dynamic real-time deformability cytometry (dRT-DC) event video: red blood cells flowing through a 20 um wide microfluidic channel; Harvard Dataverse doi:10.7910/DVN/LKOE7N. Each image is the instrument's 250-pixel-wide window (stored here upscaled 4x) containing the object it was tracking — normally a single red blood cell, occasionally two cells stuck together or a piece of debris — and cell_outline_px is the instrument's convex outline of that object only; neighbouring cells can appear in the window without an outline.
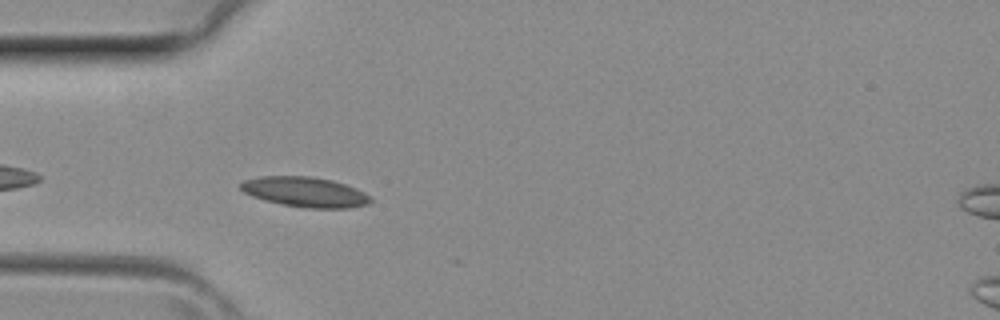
{"species": "common noctule bat (a hibernating species)", "species_latin": "Nyctalus noctula", "temperature_condition": "room temperature", "stored_images_in_passage": 4, "camera_frame_rate_fps": 3000, "um_per_image_px": 0.085, "animal": {"sex": "female", "body_mass_g": 29.2, "forearm_length_mm": 56.3}, "frame": {"image": 1, "passage_image": 3, "time_ms": 0.667, "image_size_px": [1000, 320], "cell_outline_px": [[372, 200], [368, 204], [348, 208], [308, 208], [284, 204], [264, 200], [252, 196], [244, 192], [240, 188], [240, 184], [244, 180], [260, 176], [308, 176], [332, 180], [356, 188], [372, 196]], "centroid_in_image_um": [25.95, 16.31], "position_along_channel_um": 59.1, "area_um2": 22.66}}